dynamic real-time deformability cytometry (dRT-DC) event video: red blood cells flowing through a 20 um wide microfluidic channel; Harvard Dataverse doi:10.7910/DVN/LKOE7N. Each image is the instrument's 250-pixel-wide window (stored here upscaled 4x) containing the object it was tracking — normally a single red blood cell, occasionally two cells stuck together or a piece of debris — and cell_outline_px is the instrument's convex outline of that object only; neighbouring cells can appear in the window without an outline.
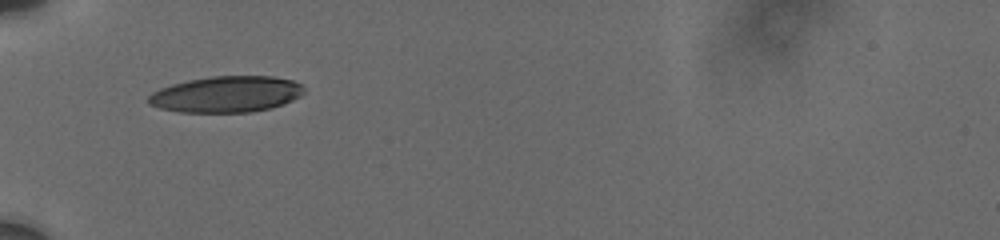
{"species": "human", "species_latin": "Homo sapiens", "temperature_condition": "cold", "stored_images_in_passage": 60, "camera_frame_rate_fps": 3000, "um_per_image_px": 0.085, "donor": {"sex": "male"}, "frame": {"image": 1, "passage_image": 1, "time_ms": 0.0, "image_size_px": [1000, 240], "cell_outline_px": [[304, 92], [300, 96], [284, 104], [272, 108], [252, 112], [180, 112], [160, 108], [148, 104], [148, 96], [152, 92], [160, 88], [172, 84], [188, 80], [212, 76], [272, 76], [292, 80], [300, 84], [304, 88]], "centroid_in_image_um": [19.24, 8.01], "position_along_channel_um": 65.8, "area_um2": 32.89}}
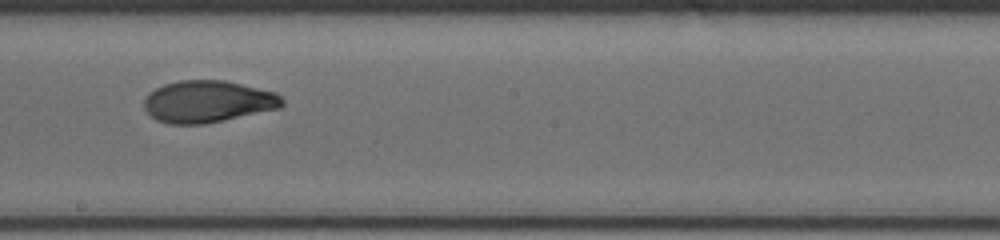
{"frame": {"image": 2, "passage_image": 25, "time_ms": 4.667, "image_size_px": [1000, 240], "cell_outline_px": [[284, 104], [280, 108], [224, 120], [204, 124], [168, 124], [156, 120], [144, 108], [144, 100], [156, 88], [164, 84], [180, 80], [224, 80], [276, 92], [284, 100]], "centroid_in_image_um": [17.68, 8.63], "position_along_channel_um": 230.5, "area_um2": 33.64}}
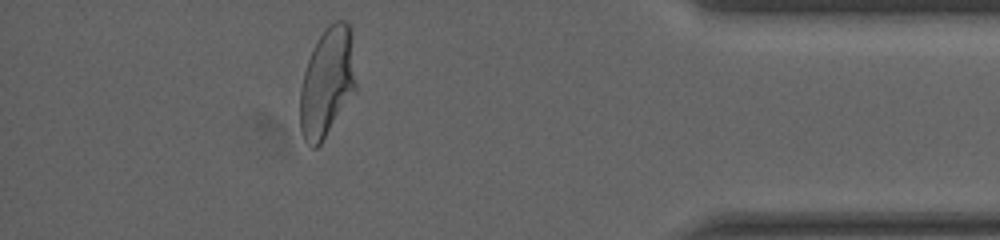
{"frame": {"image": 3, "passage_image": 52, "time_ms": 10.333, "image_size_px": [1000, 240], "cell_outline_px": [[356, 92], [320, 144], [316, 148], [312, 148], [304, 140], [300, 128], [300, 88], [304, 72], [312, 48], [328, 24], [336, 20], [344, 20], [348, 24], [352, 32], [356, 84]], "centroid_in_image_um": [27.82, 6.99], "position_along_channel_um": 407.4, "area_um2": 35.89}, "authors_computed_cell_mechanics": {"area_um2": 34.102, "velocity_mm_per_s": 3.6936, "shape_relaxation_time_tau1_ms": 5.5216, "shape_relaxation_time_tau2_ms": 1.2619, "deformation_change_tau1": 0.1769, "deformation_change_tau2": 0.0585}}